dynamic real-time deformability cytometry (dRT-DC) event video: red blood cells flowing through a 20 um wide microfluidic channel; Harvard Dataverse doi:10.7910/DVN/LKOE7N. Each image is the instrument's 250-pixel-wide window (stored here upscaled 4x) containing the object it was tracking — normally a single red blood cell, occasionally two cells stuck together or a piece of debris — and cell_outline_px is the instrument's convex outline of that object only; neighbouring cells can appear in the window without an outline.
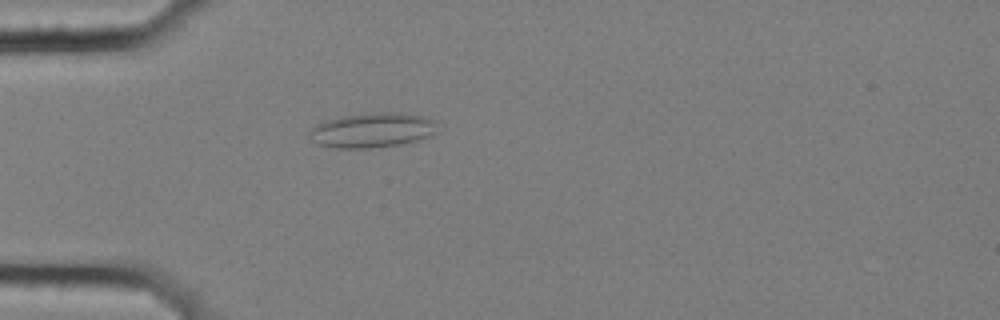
{"species": "common noctule bat (a hibernating species)", "species_latin": "Nyctalus noctula", "temperature_condition": "cold", "stored_images_in_passage": 5, "camera_frame_rate_fps": 3000, "um_per_image_px": 0.085, "animal": {"sex": "female", "body_mass_g": 25.1}, "frame": {"image": 1, "passage_image": 4, "time_ms": 1.0, "image_size_px": [1000, 320], "cell_outline_px": [[440, 132], [416, 140], [400, 144], [368, 148], [336, 148], [320, 144], [312, 140], [308, 136], [308, 132], [316, 124], [328, 120], [344, 116], [372, 112], [400, 112], [420, 116], [432, 120]], "centroid_in_image_um": [31.63, 11.06], "position_along_channel_um": 53.4, "area_um2": 25.72}}